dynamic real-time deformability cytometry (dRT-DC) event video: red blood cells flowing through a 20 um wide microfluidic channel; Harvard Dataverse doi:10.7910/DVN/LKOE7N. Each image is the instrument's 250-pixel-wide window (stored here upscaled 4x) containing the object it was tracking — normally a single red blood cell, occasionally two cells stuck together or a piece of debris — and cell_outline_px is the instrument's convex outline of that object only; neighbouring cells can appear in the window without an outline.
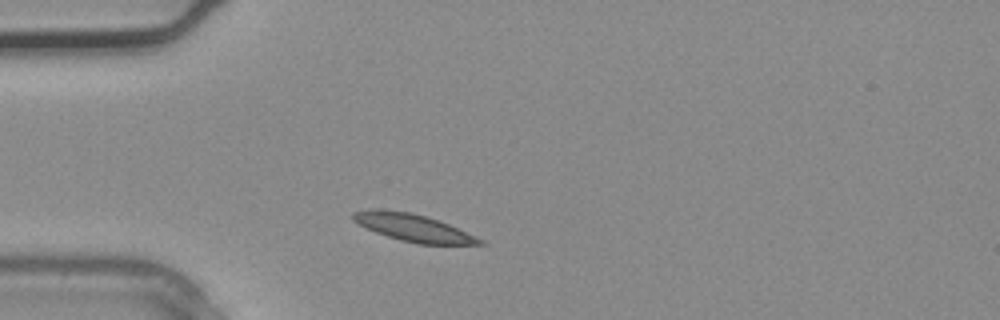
{"species": "common noctule bat (a hibernating species)", "species_latin": "Nyctalus noctula", "temperature_condition": "warm", "stored_images_in_passage": 2, "camera_frame_rate_fps": 3000, "um_per_image_px": 0.085, "animal": {"sex": "male", "body_mass_g": 20.4}, "frame": {"image": 1, "passage_image": 2, "time_ms": 0.333, "image_size_px": [1000, 320], "cell_outline_px": [[488, 244], [420, 244], [400, 240], [376, 232], [352, 220], [352, 212], [408, 212], [424, 216], [448, 224], [484, 240]], "centroid_in_image_um": [35.23, 19.41], "position_along_channel_um": 49.8, "area_um2": 18.96}}